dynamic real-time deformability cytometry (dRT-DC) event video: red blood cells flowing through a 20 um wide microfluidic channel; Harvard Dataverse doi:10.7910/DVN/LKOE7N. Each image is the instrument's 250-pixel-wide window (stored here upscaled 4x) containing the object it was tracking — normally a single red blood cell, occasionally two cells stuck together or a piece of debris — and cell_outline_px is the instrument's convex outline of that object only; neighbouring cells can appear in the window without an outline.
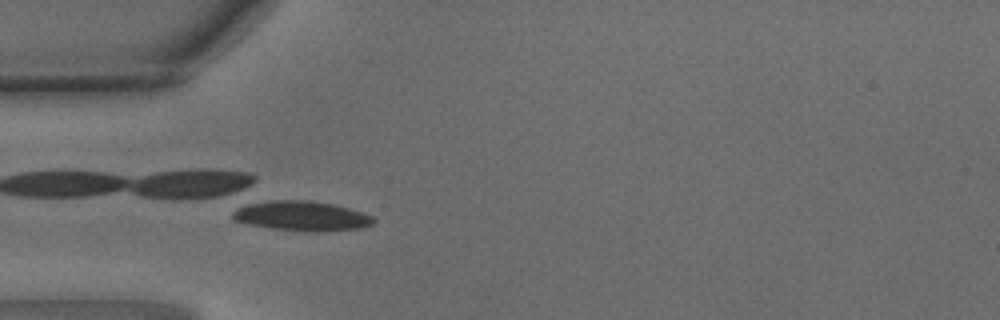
{"species": "common noctule bat (a hibernating species)", "species_latin": "Nyctalus noctula", "temperature_condition": "warm", "stored_images_in_passage": 15, "camera_frame_rate_fps": 3000, "um_per_image_px": 0.085, "animal": {"sex": "male", "body_mass_g": 15.6}, "frame": {"image": 1, "passage_image": 15, "time_ms": 4.667, "image_size_px": [1000, 320], "cell_outline_px": [[376, 220], [372, 224], [360, 228], [320, 232], [300, 232], [268, 228], [248, 224], [232, 220], [232, 212], [248, 204], [272, 200], [308, 200], [332, 204], [348, 208], [372, 216]], "centroid_in_image_um": [25.63, 18.38], "position_along_channel_um": 59.4, "area_um2": 24.51}}